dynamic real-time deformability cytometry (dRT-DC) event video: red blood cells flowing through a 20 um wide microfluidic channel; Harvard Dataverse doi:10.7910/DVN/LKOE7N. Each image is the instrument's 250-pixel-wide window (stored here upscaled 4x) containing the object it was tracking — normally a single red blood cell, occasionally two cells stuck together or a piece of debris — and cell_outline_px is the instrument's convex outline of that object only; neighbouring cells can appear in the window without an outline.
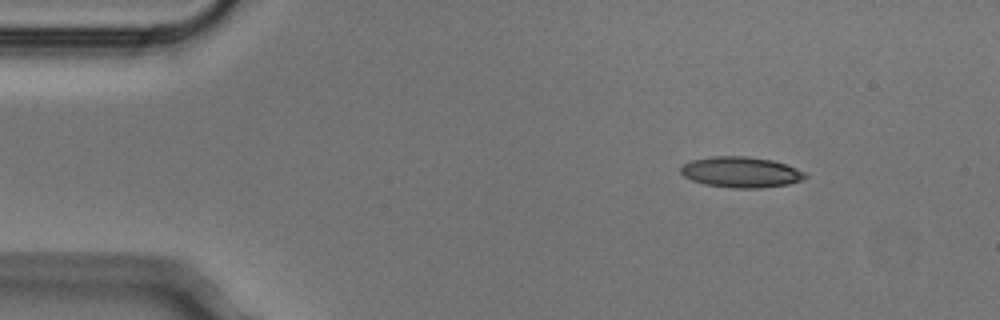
{"species": "Egyptian fruit bat (a non-hibernating species)", "species_latin": "Rousettus aegyptiacus", "temperature_condition": "cold", "stored_images_in_passage": 3, "camera_frame_rate_fps": 3000, "um_per_image_px": 0.085, "animal": {"sex": "male"}, "frame": {"image": 1, "passage_image": 1, "time_ms": 0.0, "image_size_px": [1000, 320], "cell_outline_px": [[808, 176], [800, 180], [788, 184], [760, 188], [732, 188], [704, 184], [692, 180], [684, 176], [680, 172], [680, 168], [684, 164], [692, 160], [712, 156], [748, 156], [772, 160], [796, 168], [804, 172]], "centroid_in_image_um": [62.96, 14.63], "position_along_channel_um": 22.0, "area_um2": 22.2}}